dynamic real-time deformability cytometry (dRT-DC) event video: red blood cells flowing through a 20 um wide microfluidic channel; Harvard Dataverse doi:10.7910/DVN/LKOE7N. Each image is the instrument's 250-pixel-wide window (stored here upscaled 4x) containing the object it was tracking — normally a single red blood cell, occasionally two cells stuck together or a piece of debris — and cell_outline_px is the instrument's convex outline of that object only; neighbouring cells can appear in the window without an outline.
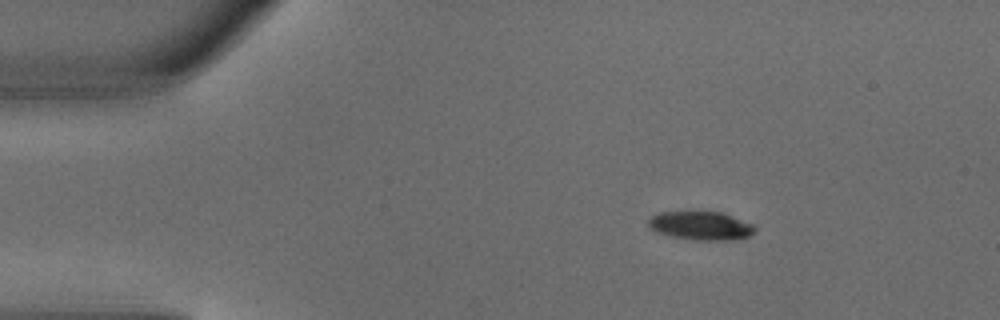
{"species": "common noctule bat (a hibernating species)", "species_latin": "Nyctalus noctula", "temperature_condition": "warm", "stored_images_in_passage": 3, "camera_frame_rate_fps": 3000, "um_per_image_px": 0.085, "animal": {"sex": "male", "body_mass_g": 18.8}, "frame": {"image": 1, "passage_image": 3, "time_ms": 0.667, "image_size_px": [1000, 320], "cell_outline_px": [[756, 232], [748, 236], [736, 240], [696, 240], [672, 236], [656, 232], [648, 224], [648, 220], [652, 216], [660, 212], [720, 212], [752, 224], [756, 228]], "centroid_in_image_um": [59.59, 19.19], "position_along_channel_um": 25.4, "area_um2": 17.51}}